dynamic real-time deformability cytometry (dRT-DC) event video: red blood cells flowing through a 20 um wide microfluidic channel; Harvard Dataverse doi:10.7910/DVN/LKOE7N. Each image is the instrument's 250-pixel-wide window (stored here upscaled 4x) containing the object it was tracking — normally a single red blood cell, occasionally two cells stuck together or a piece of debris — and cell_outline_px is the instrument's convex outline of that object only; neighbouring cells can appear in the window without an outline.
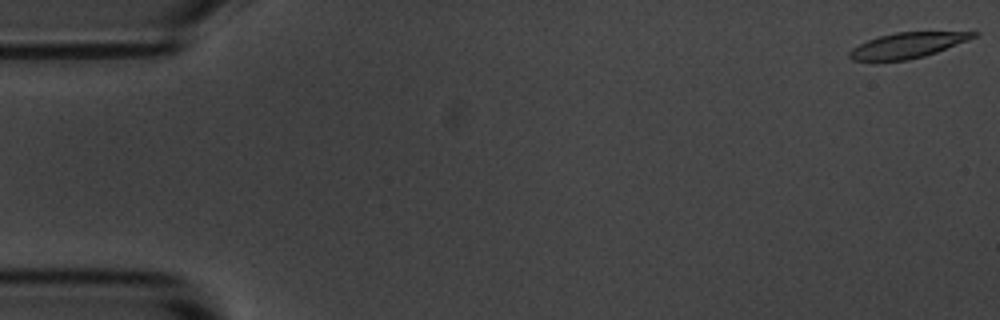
{"species": "common noctule bat (a hibernating species)", "species_latin": "Nyctalus noctula", "temperature_condition": "room temperature", "stored_images_in_passage": 55, "camera_frame_rate_fps": 3000, "um_per_image_px": 0.085, "animal": {"sex": "male", "body_mass_g": 20.1, "forearm_length_mm": 53.5}, "frame": {"image": 1, "passage_image": 1, "time_ms": 0.0, "image_size_px": [1000, 320], "cell_outline_px": [[980, 32], [976, 36], [968, 40], [936, 52], [924, 56], [908, 60], [876, 64], [852, 60], [848, 56], [848, 52], [852, 48], [868, 40], [880, 36], [896, 32]], "centroid_in_image_um": [77.01, 3.91], "position_along_channel_um": 8.0, "area_um2": 18.79}}
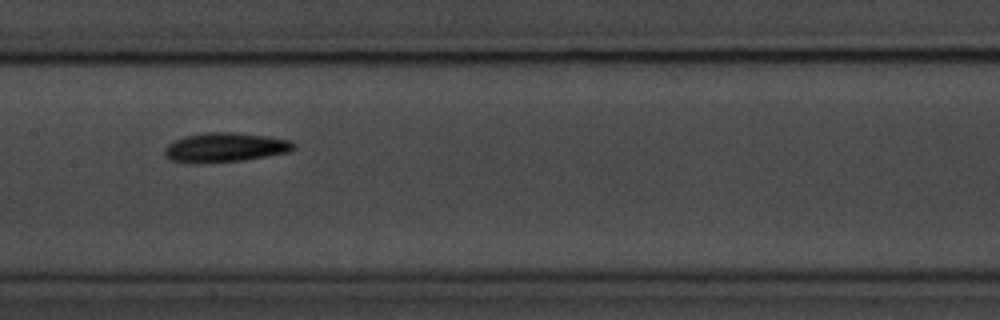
{"frame": {"image": 2, "passage_image": 27, "time_ms": 8.667, "image_size_px": [1000, 320], "cell_outline_px": [[296, 148], [288, 152], [244, 160], [196, 164], [192, 164], [172, 160], [164, 156], [164, 148], [172, 140], [184, 136], [204, 132], [232, 132], [268, 136], [288, 140], [296, 144]], "centroid_in_image_um": [19.08, 12.53], "position_along_channel_um": 188.3, "area_um2": 22.37}}
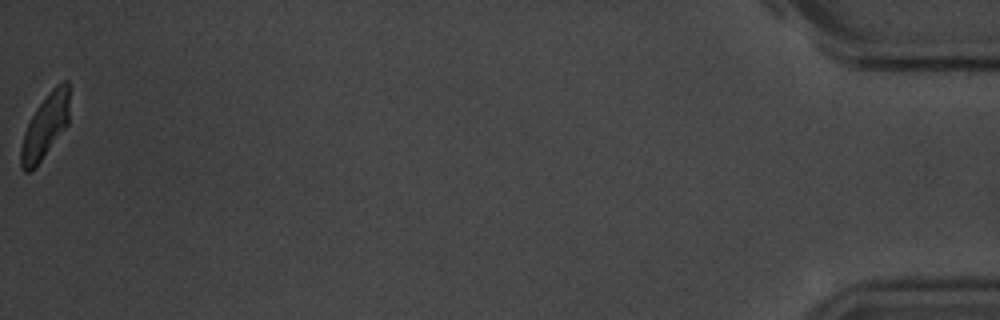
{"frame": {"image": 3, "passage_image": 55, "time_ms": 18.0, "image_size_px": [1000, 320], "cell_outline_px": [[68, 124], [36, 168], [32, 172], [24, 172], [20, 168], [20, 148], [24, 132], [36, 108], [48, 92], [56, 84], [64, 80], [68, 80]], "centroid_in_image_um": [3.81, 10.79], "position_along_channel_um": 431.4, "area_um2": 18.26}, "authors_computed_cell_mechanics": {"area_um2": 20.23, "velocity_mm_per_s": 3.6638, "shape_relaxation_time_tau1_ms": 2.6821, "shape_relaxation_time_tau2_ms": null, "deformation_change_tau1": 0.1125, "deformation_change_tau2": null}}